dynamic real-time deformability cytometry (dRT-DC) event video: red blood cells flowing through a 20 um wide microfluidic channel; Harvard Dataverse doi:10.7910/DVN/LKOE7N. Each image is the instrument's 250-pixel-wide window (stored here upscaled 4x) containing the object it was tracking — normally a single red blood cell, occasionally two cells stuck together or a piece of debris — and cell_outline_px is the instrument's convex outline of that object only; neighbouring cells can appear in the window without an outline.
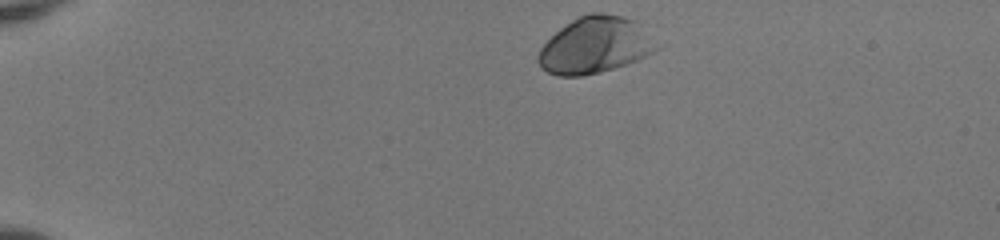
{"species": "human", "species_latin": "Homo sapiens", "temperature_condition": "room temperature", "stored_images_in_passage": 42, "camera_frame_rate_fps": 3000, "um_per_image_px": 0.085, "donor": {"sex": "female"}, "frame": {"image": 1, "passage_image": 1, "time_ms": 0.0, "image_size_px": [1000, 240], "cell_outline_px": [[664, 44], [660, 48], [628, 64], [600, 72], [580, 76], [560, 76], [548, 72], [540, 68], [536, 60], [536, 56], [540, 48], [560, 28], [572, 20], [588, 12], [604, 12], [624, 16], [636, 20]], "centroid_in_image_um": [50.64, 3.82], "position_along_channel_um": 34.4, "area_um2": 39.65}}
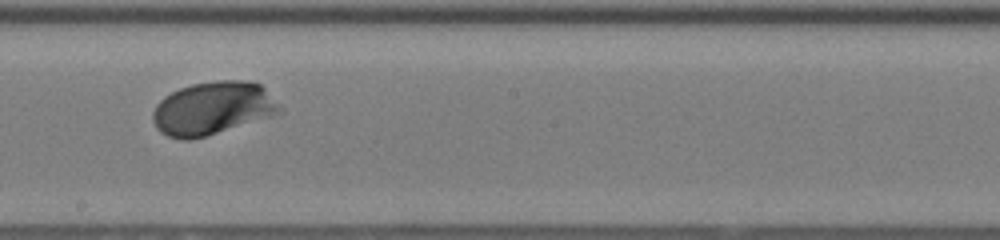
{"frame": {"image": 2, "passage_image": 22, "time_ms": 7.0, "image_size_px": [1000, 240], "cell_outline_px": [[284, 112], [272, 116], [204, 136], [188, 140], [184, 140], [168, 136], [160, 132], [156, 128], [152, 120], [152, 112], [156, 104], [164, 96], [180, 88], [192, 84], [216, 80], [248, 80], [260, 84], [284, 108]], "centroid_in_image_um": [18.09, 9.19], "position_along_channel_um": 230.1, "area_um2": 39.36}}
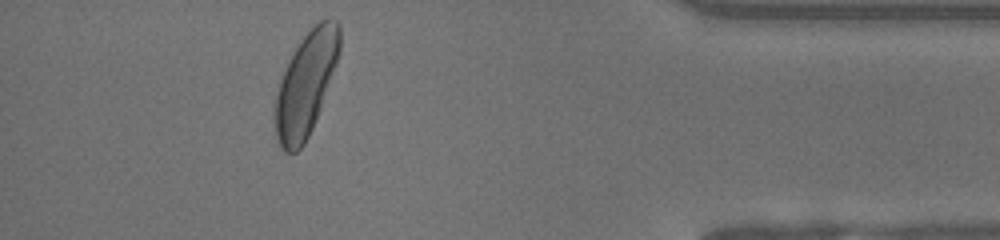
{"frame": {"image": 3, "passage_image": 38, "time_ms": 12.333, "image_size_px": [1000, 240], "cell_outline_px": [[340, 48], [336, 64], [316, 120], [304, 144], [296, 152], [284, 152], [280, 148], [276, 140], [276, 92], [280, 80], [292, 52], [304, 36], [320, 20], [328, 16], [336, 20], [340, 24]], "centroid_in_image_um": [26.01, 7.13], "position_along_channel_um": 409.2, "area_um2": 38.61}, "authors_computed_cell_mechanics": {"area_um2": 36.414, "velocity_mm_per_s": 3.9784, "shape_relaxation_time_tau1_ms": 1.737, "shape_relaxation_time_tau2_ms": null, "deformation_change_tau1": 0.1293, "deformation_change_tau2": null}}